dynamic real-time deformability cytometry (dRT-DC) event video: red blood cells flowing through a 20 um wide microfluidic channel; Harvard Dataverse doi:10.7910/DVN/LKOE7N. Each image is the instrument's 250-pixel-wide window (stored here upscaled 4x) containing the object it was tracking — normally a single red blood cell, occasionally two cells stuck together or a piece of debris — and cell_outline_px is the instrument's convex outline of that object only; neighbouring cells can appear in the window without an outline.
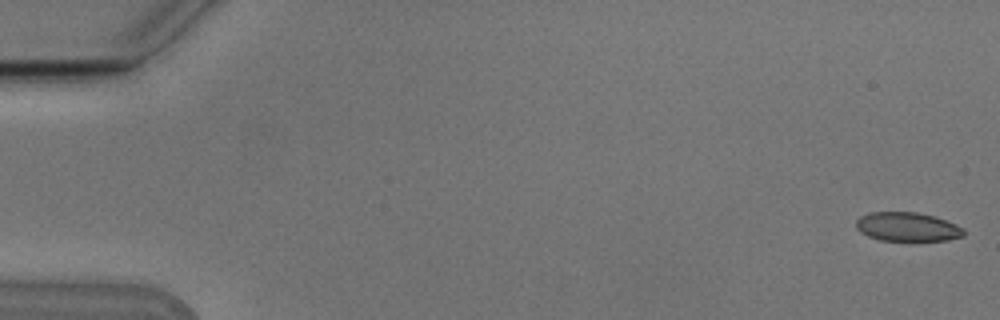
{"species": "Egyptian fruit bat (a non-hibernating species)", "species_latin": "Rousettus aegyptiacus", "temperature_condition": "cold", "stored_images_in_passage": 54, "camera_frame_rate_fps": 3000, "um_per_image_px": 0.085, "animal": {"sex": "male"}, "frame": {"image": 1, "passage_image": 1, "time_ms": 0.0, "image_size_px": [1000, 320], "cell_outline_px": [[964, 236], [948, 240], [880, 240], [868, 236], [860, 232], [856, 228], [856, 220], [860, 216], [868, 212], [916, 212], [936, 216], [956, 224], [964, 228]], "centroid_in_image_um": [77.12, 19.27], "position_along_channel_um": 7.9, "area_um2": 18.26}}
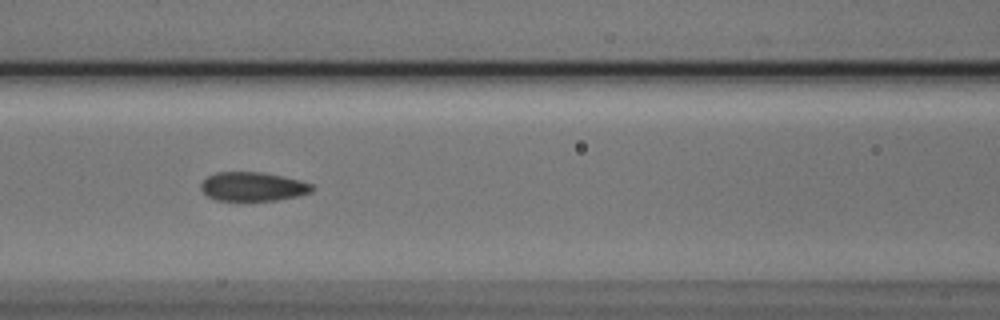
{"frame": {"image": 2, "passage_image": 24, "time_ms": 7.667, "image_size_px": [1000, 320], "cell_outline_px": [[312, 192], [296, 196], [276, 200], [216, 200], [208, 196], [200, 188], [200, 184], [208, 176], [216, 172], [260, 172], [300, 180], [312, 184]], "centroid_in_image_um": [21.47, 15.85], "position_along_channel_um": 145.1, "area_um2": 18.5}}
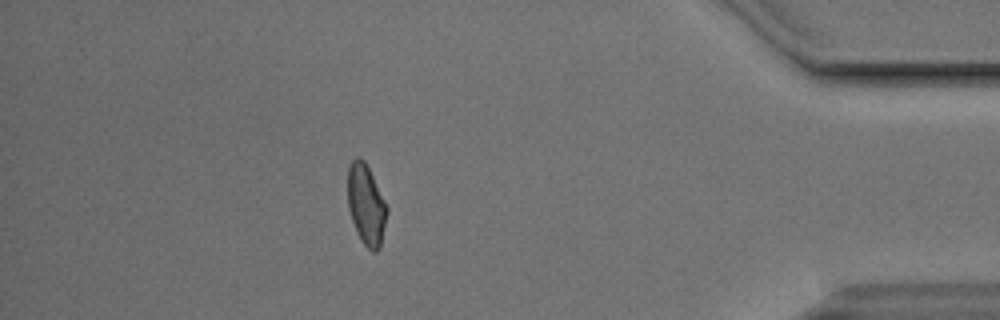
{"frame": {"image": 3, "passage_image": 48, "time_ms": 15.667, "image_size_px": [1000, 320], "cell_outline_px": [[388, 212], [380, 248], [376, 252], [372, 252], [360, 240], [356, 232], [348, 208], [348, 168], [352, 160], [356, 156], [360, 156], [364, 160], [388, 208]], "centroid_in_image_um": [31.12, 17.42], "position_along_channel_um": 404.1, "area_um2": 18.38}, "authors_computed_cell_mechanics": {"area_um2": 19.1607, "velocity_mm_per_s": 3.7821, "shape_relaxation_time_tau1_ms": 6.8507, "shape_relaxation_time_tau2_ms": 1.7535, "deformation_change_tau1": 0.1221, "deformation_change_tau2": 0.0589}}